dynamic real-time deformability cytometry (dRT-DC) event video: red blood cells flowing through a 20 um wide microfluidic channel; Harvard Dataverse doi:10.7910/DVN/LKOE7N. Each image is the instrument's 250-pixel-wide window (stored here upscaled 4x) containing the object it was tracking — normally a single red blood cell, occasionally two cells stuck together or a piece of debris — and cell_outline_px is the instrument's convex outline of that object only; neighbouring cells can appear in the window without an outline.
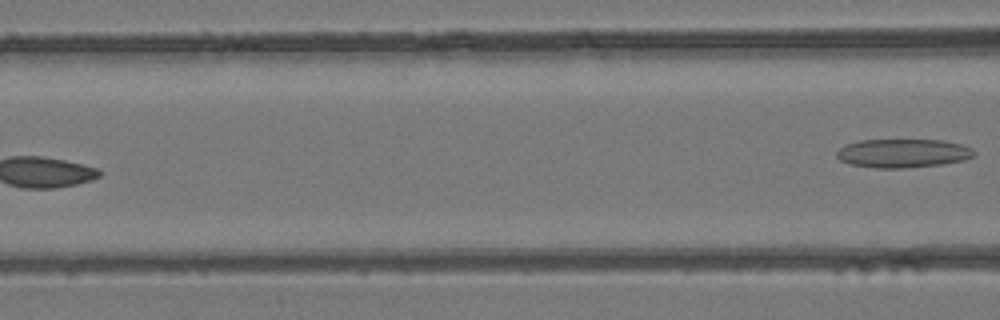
{"species": "common noctule bat (a hibernating species)", "species_latin": "Nyctalus noctula", "temperature_condition": "room temperature", "stored_images_in_passage": 6, "segment_of_instrument_passage": [2, 2], "camera_frame_rate_fps": 3000, "um_per_image_px": 0.085, "animal": {"sex": "female", "body_mass_g": 24.6, "forearm_length_mm": 56.2}, "frame": {"image": 1, "passage_image": 6, "time_ms": 1.667, "image_size_px": [1000, 320], "cell_outline_px": [[976, 156], [964, 160], [940, 164], [904, 168], [872, 168], [852, 164], [840, 160], [836, 156], [836, 152], [840, 148], [848, 144], [860, 140], [944, 140], [960, 144], [972, 148], [976, 152]], "centroid_in_image_um": [76.78, 13.02], "position_along_channel_um": 89.8, "area_um2": 22.95}}